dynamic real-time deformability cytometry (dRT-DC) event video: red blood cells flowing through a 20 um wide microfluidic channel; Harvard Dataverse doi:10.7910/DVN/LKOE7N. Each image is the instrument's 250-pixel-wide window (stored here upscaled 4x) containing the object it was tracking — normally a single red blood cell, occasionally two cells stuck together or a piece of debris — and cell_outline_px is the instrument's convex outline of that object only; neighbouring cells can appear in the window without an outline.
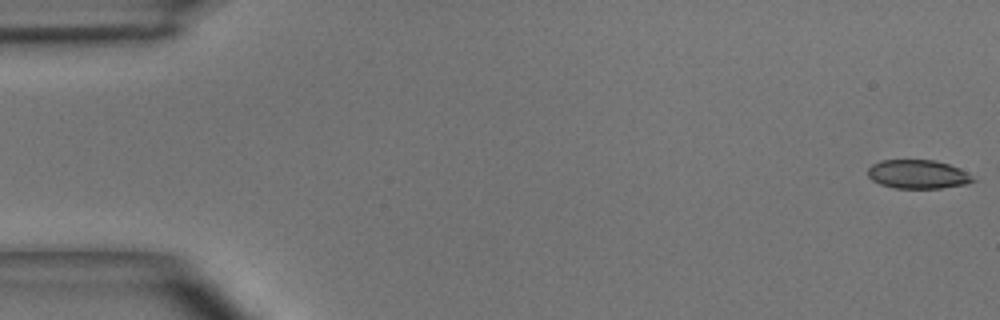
{"species": "common noctule bat (a hibernating species)", "species_latin": "Nyctalus noctula", "temperature_condition": "room temperature", "stored_images_in_passage": 50, "camera_frame_rate_fps": 3000, "um_per_image_px": 0.085, "animal": {"sex": "male", "body_mass_g": 15.6}, "frame": {"image": 1, "passage_image": 1, "time_ms": 0.0, "image_size_px": [1000, 320], "cell_outline_px": [[976, 180], [964, 184], [940, 188], [896, 188], [880, 184], [872, 180], [868, 176], [868, 168], [872, 164], [880, 160], [936, 160], [948, 164], [964, 172]], "centroid_in_image_um": [77.94, 14.81], "position_along_channel_um": 7.1, "area_um2": 17.34}}
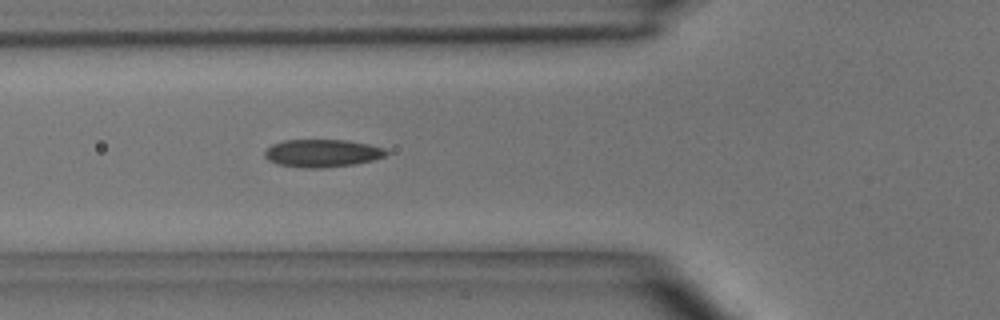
{"frame": {"image": 2, "passage_image": 18, "time_ms": 5.667, "image_size_px": [1000, 320], "cell_outline_px": [[388, 152], [384, 156], [372, 160], [352, 164], [320, 168], [300, 168], [276, 164], [268, 160], [264, 156], [264, 152], [272, 144], [284, 140], [348, 140], [368, 144], [384, 148]], "centroid_in_image_um": [27.34, 13.02], "position_along_channel_um": 98.5, "area_um2": 19.59}}
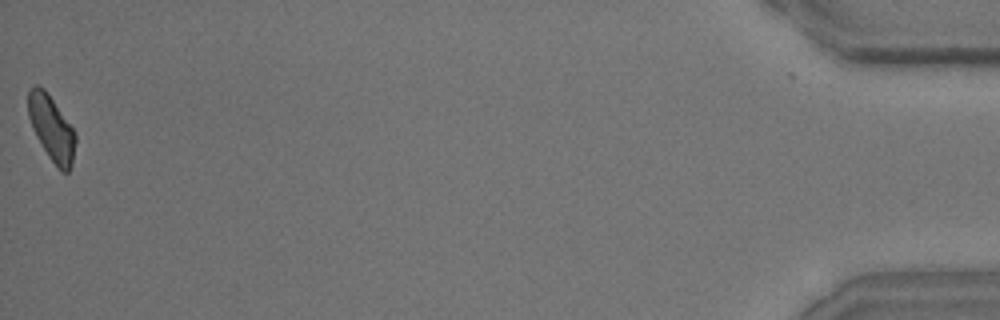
{"frame": {"image": 3, "passage_image": 50, "time_ms": 16.333, "image_size_px": [1000, 320], "cell_outline_px": [[76, 140], [72, 164], [68, 172], [64, 172], [48, 156], [36, 136], [32, 128], [28, 116], [28, 88], [32, 84], [36, 84], [44, 88], [76, 132]], "centroid_in_image_um": [4.36, 10.84], "position_along_channel_um": 430.8, "area_um2": 17.86}, "authors_computed_cell_mechanics": {"area_um2": 18.8717, "velocity_mm_per_s": 4.0121, "shape_relaxation_time_tau1_ms": 6.1556, "shape_relaxation_time_tau2_ms": 1.8029, "deformation_change_tau1": 0.1597, "deformation_change_tau2": 0.0772}}